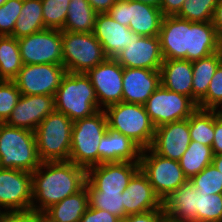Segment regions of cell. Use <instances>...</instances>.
<instances>
[{
	"mask_svg": "<svg viewBox=\"0 0 222 222\" xmlns=\"http://www.w3.org/2000/svg\"><path fill=\"white\" fill-rule=\"evenodd\" d=\"M123 196L124 217L156 209H164L163 202L156 195L147 176L139 170L130 180Z\"/></svg>",
	"mask_w": 222,
	"mask_h": 222,
	"instance_id": "cell-20",
	"label": "cell"
},
{
	"mask_svg": "<svg viewBox=\"0 0 222 222\" xmlns=\"http://www.w3.org/2000/svg\"><path fill=\"white\" fill-rule=\"evenodd\" d=\"M7 0H0V6H2Z\"/></svg>",
	"mask_w": 222,
	"mask_h": 222,
	"instance_id": "cell-53",
	"label": "cell"
},
{
	"mask_svg": "<svg viewBox=\"0 0 222 222\" xmlns=\"http://www.w3.org/2000/svg\"><path fill=\"white\" fill-rule=\"evenodd\" d=\"M86 74L91 80L98 105L102 110L123 102V66L114 58H107Z\"/></svg>",
	"mask_w": 222,
	"mask_h": 222,
	"instance_id": "cell-15",
	"label": "cell"
},
{
	"mask_svg": "<svg viewBox=\"0 0 222 222\" xmlns=\"http://www.w3.org/2000/svg\"><path fill=\"white\" fill-rule=\"evenodd\" d=\"M212 147L191 141L186 152L179 159L185 177L190 180L212 163Z\"/></svg>",
	"mask_w": 222,
	"mask_h": 222,
	"instance_id": "cell-30",
	"label": "cell"
},
{
	"mask_svg": "<svg viewBox=\"0 0 222 222\" xmlns=\"http://www.w3.org/2000/svg\"><path fill=\"white\" fill-rule=\"evenodd\" d=\"M131 1H136V2H141L147 5H151L154 7H158L160 6L161 0H131Z\"/></svg>",
	"mask_w": 222,
	"mask_h": 222,
	"instance_id": "cell-49",
	"label": "cell"
},
{
	"mask_svg": "<svg viewBox=\"0 0 222 222\" xmlns=\"http://www.w3.org/2000/svg\"><path fill=\"white\" fill-rule=\"evenodd\" d=\"M73 124L65 114L54 111L37 126L34 134L41 162L69 161Z\"/></svg>",
	"mask_w": 222,
	"mask_h": 222,
	"instance_id": "cell-5",
	"label": "cell"
},
{
	"mask_svg": "<svg viewBox=\"0 0 222 222\" xmlns=\"http://www.w3.org/2000/svg\"><path fill=\"white\" fill-rule=\"evenodd\" d=\"M212 164L222 175V154L215 155L213 157Z\"/></svg>",
	"mask_w": 222,
	"mask_h": 222,
	"instance_id": "cell-48",
	"label": "cell"
},
{
	"mask_svg": "<svg viewBox=\"0 0 222 222\" xmlns=\"http://www.w3.org/2000/svg\"><path fill=\"white\" fill-rule=\"evenodd\" d=\"M214 139L212 142V151L214 156L222 154V119L214 111Z\"/></svg>",
	"mask_w": 222,
	"mask_h": 222,
	"instance_id": "cell-44",
	"label": "cell"
},
{
	"mask_svg": "<svg viewBox=\"0 0 222 222\" xmlns=\"http://www.w3.org/2000/svg\"><path fill=\"white\" fill-rule=\"evenodd\" d=\"M47 29L44 26L41 0H23L20 16L13 29V37L21 38Z\"/></svg>",
	"mask_w": 222,
	"mask_h": 222,
	"instance_id": "cell-29",
	"label": "cell"
},
{
	"mask_svg": "<svg viewBox=\"0 0 222 222\" xmlns=\"http://www.w3.org/2000/svg\"><path fill=\"white\" fill-rule=\"evenodd\" d=\"M44 26L49 29L64 27L70 0H41Z\"/></svg>",
	"mask_w": 222,
	"mask_h": 222,
	"instance_id": "cell-37",
	"label": "cell"
},
{
	"mask_svg": "<svg viewBox=\"0 0 222 222\" xmlns=\"http://www.w3.org/2000/svg\"><path fill=\"white\" fill-rule=\"evenodd\" d=\"M222 63V49L212 55L192 61V100L197 104L206 95L216 69Z\"/></svg>",
	"mask_w": 222,
	"mask_h": 222,
	"instance_id": "cell-27",
	"label": "cell"
},
{
	"mask_svg": "<svg viewBox=\"0 0 222 222\" xmlns=\"http://www.w3.org/2000/svg\"><path fill=\"white\" fill-rule=\"evenodd\" d=\"M144 106L155 127L187 119L198 108L190 97L172 92L162 84Z\"/></svg>",
	"mask_w": 222,
	"mask_h": 222,
	"instance_id": "cell-11",
	"label": "cell"
},
{
	"mask_svg": "<svg viewBox=\"0 0 222 222\" xmlns=\"http://www.w3.org/2000/svg\"><path fill=\"white\" fill-rule=\"evenodd\" d=\"M219 0H185L180 11L175 15L191 22L213 21Z\"/></svg>",
	"mask_w": 222,
	"mask_h": 222,
	"instance_id": "cell-34",
	"label": "cell"
},
{
	"mask_svg": "<svg viewBox=\"0 0 222 222\" xmlns=\"http://www.w3.org/2000/svg\"><path fill=\"white\" fill-rule=\"evenodd\" d=\"M191 141L212 146L214 139V110L197 108L189 117Z\"/></svg>",
	"mask_w": 222,
	"mask_h": 222,
	"instance_id": "cell-32",
	"label": "cell"
},
{
	"mask_svg": "<svg viewBox=\"0 0 222 222\" xmlns=\"http://www.w3.org/2000/svg\"><path fill=\"white\" fill-rule=\"evenodd\" d=\"M159 222H181V221L172 220V219H170V218H168L167 216L164 215Z\"/></svg>",
	"mask_w": 222,
	"mask_h": 222,
	"instance_id": "cell-51",
	"label": "cell"
},
{
	"mask_svg": "<svg viewBox=\"0 0 222 222\" xmlns=\"http://www.w3.org/2000/svg\"><path fill=\"white\" fill-rule=\"evenodd\" d=\"M123 102L144 105L161 85L160 70L123 67Z\"/></svg>",
	"mask_w": 222,
	"mask_h": 222,
	"instance_id": "cell-21",
	"label": "cell"
},
{
	"mask_svg": "<svg viewBox=\"0 0 222 222\" xmlns=\"http://www.w3.org/2000/svg\"><path fill=\"white\" fill-rule=\"evenodd\" d=\"M164 214L181 222H197L198 192L187 180L163 201Z\"/></svg>",
	"mask_w": 222,
	"mask_h": 222,
	"instance_id": "cell-24",
	"label": "cell"
},
{
	"mask_svg": "<svg viewBox=\"0 0 222 222\" xmlns=\"http://www.w3.org/2000/svg\"><path fill=\"white\" fill-rule=\"evenodd\" d=\"M197 222H222V194L198 192Z\"/></svg>",
	"mask_w": 222,
	"mask_h": 222,
	"instance_id": "cell-35",
	"label": "cell"
},
{
	"mask_svg": "<svg viewBox=\"0 0 222 222\" xmlns=\"http://www.w3.org/2000/svg\"><path fill=\"white\" fill-rule=\"evenodd\" d=\"M222 103V63L213 75L206 95L198 102V108L214 110Z\"/></svg>",
	"mask_w": 222,
	"mask_h": 222,
	"instance_id": "cell-40",
	"label": "cell"
},
{
	"mask_svg": "<svg viewBox=\"0 0 222 222\" xmlns=\"http://www.w3.org/2000/svg\"><path fill=\"white\" fill-rule=\"evenodd\" d=\"M212 22L219 38L222 40V0H219L218 5L216 6Z\"/></svg>",
	"mask_w": 222,
	"mask_h": 222,
	"instance_id": "cell-47",
	"label": "cell"
},
{
	"mask_svg": "<svg viewBox=\"0 0 222 222\" xmlns=\"http://www.w3.org/2000/svg\"><path fill=\"white\" fill-rule=\"evenodd\" d=\"M22 6L23 0H7L0 6V36L13 37V29Z\"/></svg>",
	"mask_w": 222,
	"mask_h": 222,
	"instance_id": "cell-39",
	"label": "cell"
},
{
	"mask_svg": "<svg viewBox=\"0 0 222 222\" xmlns=\"http://www.w3.org/2000/svg\"><path fill=\"white\" fill-rule=\"evenodd\" d=\"M139 170L140 163H103L88 168L86 178L98 191L123 192Z\"/></svg>",
	"mask_w": 222,
	"mask_h": 222,
	"instance_id": "cell-18",
	"label": "cell"
},
{
	"mask_svg": "<svg viewBox=\"0 0 222 222\" xmlns=\"http://www.w3.org/2000/svg\"><path fill=\"white\" fill-rule=\"evenodd\" d=\"M62 56V65L73 73H87L108 58L93 33L68 31H62Z\"/></svg>",
	"mask_w": 222,
	"mask_h": 222,
	"instance_id": "cell-8",
	"label": "cell"
},
{
	"mask_svg": "<svg viewBox=\"0 0 222 222\" xmlns=\"http://www.w3.org/2000/svg\"><path fill=\"white\" fill-rule=\"evenodd\" d=\"M164 209H156L141 214L127 215L126 222H159L164 216Z\"/></svg>",
	"mask_w": 222,
	"mask_h": 222,
	"instance_id": "cell-43",
	"label": "cell"
},
{
	"mask_svg": "<svg viewBox=\"0 0 222 222\" xmlns=\"http://www.w3.org/2000/svg\"><path fill=\"white\" fill-rule=\"evenodd\" d=\"M190 182L200 194H222V175L212 163L193 176Z\"/></svg>",
	"mask_w": 222,
	"mask_h": 222,
	"instance_id": "cell-36",
	"label": "cell"
},
{
	"mask_svg": "<svg viewBox=\"0 0 222 222\" xmlns=\"http://www.w3.org/2000/svg\"><path fill=\"white\" fill-rule=\"evenodd\" d=\"M114 59L124 68L160 70L164 58L159 36L146 37L134 33L129 45Z\"/></svg>",
	"mask_w": 222,
	"mask_h": 222,
	"instance_id": "cell-16",
	"label": "cell"
},
{
	"mask_svg": "<svg viewBox=\"0 0 222 222\" xmlns=\"http://www.w3.org/2000/svg\"><path fill=\"white\" fill-rule=\"evenodd\" d=\"M22 67L18 39L0 36V80H13Z\"/></svg>",
	"mask_w": 222,
	"mask_h": 222,
	"instance_id": "cell-31",
	"label": "cell"
},
{
	"mask_svg": "<svg viewBox=\"0 0 222 222\" xmlns=\"http://www.w3.org/2000/svg\"><path fill=\"white\" fill-rule=\"evenodd\" d=\"M191 143L189 118L156 127L150 148L160 156L177 160Z\"/></svg>",
	"mask_w": 222,
	"mask_h": 222,
	"instance_id": "cell-19",
	"label": "cell"
},
{
	"mask_svg": "<svg viewBox=\"0 0 222 222\" xmlns=\"http://www.w3.org/2000/svg\"><path fill=\"white\" fill-rule=\"evenodd\" d=\"M40 164L34 132L0 123V168L33 173Z\"/></svg>",
	"mask_w": 222,
	"mask_h": 222,
	"instance_id": "cell-4",
	"label": "cell"
},
{
	"mask_svg": "<svg viewBox=\"0 0 222 222\" xmlns=\"http://www.w3.org/2000/svg\"><path fill=\"white\" fill-rule=\"evenodd\" d=\"M107 126L104 110H99L93 116L74 121L69 161L86 170L98 165V148L100 140L107 131Z\"/></svg>",
	"mask_w": 222,
	"mask_h": 222,
	"instance_id": "cell-7",
	"label": "cell"
},
{
	"mask_svg": "<svg viewBox=\"0 0 222 222\" xmlns=\"http://www.w3.org/2000/svg\"><path fill=\"white\" fill-rule=\"evenodd\" d=\"M23 64L62 65V30L44 29L18 38Z\"/></svg>",
	"mask_w": 222,
	"mask_h": 222,
	"instance_id": "cell-12",
	"label": "cell"
},
{
	"mask_svg": "<svg viewBox=\"0 0 222 222\" xmlns=\"http://www.w3.org/2000/svg\"><path fill=\"white\" fill-rule=\"evenodd\" d=\"M62 31L93 33L97 12L87 0H70Z\"/></svg>",
	"mask_w": 222,
	"mask_h": 222,
	"instance_id": "cell-28",
	"label": "cell"
},
{
	"mask_svg": "<svg viewBox=\"0 0 222 222\" xmlns=\"http://www.w3.org/2000/svg\"><path fill=\"white\" fill-rule=\"evenodd\" d=\"M42 214L33 209L0 212V222H36Z\"/></svg>",
	"mask_w": 222,
	"mask_h": 222,
	"instance_id": "cell-41",
	"label": "cell"
},
{
	"mask_svg": "<svg viewBox=\"0 0 222 222\" xmlns=\"http://www.w3.org/2000/svg\"><path fill=\"white\" fill-rule=\"evenodd\" d=\"M214 111L216 112V115H217L220 119H222V103H221L219 106H217V107L214 109Z\"/></svg>",
	"mask_w": 222,
	"mask_h": 222,
	"instance_id": "cell-50",
	"label": "cell"
},
{
	"mask_svg": "<svg viewBox=\"0 0 222 222\" xmlns=\"http://www.w3.org/2000/svg\"><path fill=\"white\" fill-rule=\"evenodd\" d=\"M158 36L164 59L195 61L222 49V40L212 21L191 22L164 16Z\"/></svg>",
	"mask_w": 222,
	"mask_h": 222,
	"instance_id": "cell-1",
	"label": "cell"
},
{
	"mask_svg": "<svg viewBox=\"0 0 222 222\" xmlns=\"http://www.w3.org/2000/svg\"><path fill=\"white\" fill-rule=\"evenodd\" d=\"M140 170L162 202L188 180L177 160L160 156L151 148L141 151Z\"/></svg>",
	"mask_w": 222,
	"mask_h": 222,
	"instance_id": "cell-9",
	"label": "cell"
},
{
	"mask_svg": "<svg viewBox=\"0 0 222 222\" xmlns=\"http://www.w3.org/2000/svg\"><path fill=\"white\" fill-rule=\"evenodd\" d=\"M121 219L108 211L88 206L79 222H119Z\"/></svg>",
	"mask_w": 222,
	"mask_h": 222,
	"instance_id": "cell-42",
	"label": "cell"
},
{
	"mask_svg": "<svg viewBox=\"0 0 222 222\" xmlns=\"http://www.w3.org/2000/svg\"><path fill=\"white\" fill-rule=\"evenodd\" d=\"M185 0H161L160 10L164 16H175Z\"/></svg>",
	"mask_w": 222,
	"mask_h": 222,
	"instance_id": "cell-45",
	"label": "cell"
},
{
	"mask_svg": "<svg viewBox=\"0 0 222 222\" xmlns=\"http://www.w3.org/2000/svg\"><path fill=\"white\" fill-rule=\"evenodd\" d=\"M36 222H49L44 216H40L37 220H36Z\"/></svg>",
	"mask_w": 222,
	"mask_h": 222,
	"instance_id": "cell-52",
	"label": "cell"
},
{
	"mask_svg": "<svg viewBox=\"0 0 222 222\" xmlns=\"http://www.w3.org/2000/svg\"><path fill=\"white\" fill-rule=\"evenodd\" d=\"M67 70L57 64H23L13 79L21 95H54Z\"/></svg>",
	"mask_w": 222,
	"mask_h": 222,
	"instance_id": "cell-13",
	"label": "cell"
},
{
	"mask_svg": "<svg viewBox=\"0 0 222 222\" xmlns=\"http://www.w3.org/2000/svg\"><path fill=\"white\" fill-rule=\"evenodd\" d=\"M88 192L89 207L105 210L124 219V206L122 192L98 191L87 179L85 181Z\"/></svg>",
	"mask_w": 222,
	"mask_h": 222,
	"instance_id": "cell-33",
	"label": "cell"
},
{
	"mask_svg": "<svg viewBox=\"0 0 222 222\" xmlns=\"http://www.w3.org/2000/svg\"><path fill=\"white\" fill-rule=\"evenodd\" d=\"M56 111L54 95H21L5 124L35 131L37 126Z\"/></svg>",
	"mask_w": 222,
	"mask_h": 222,
	"instance_id": "cell-17",
	"label": "cell"
},
{
	"mask_svg": "<svg viewBox=\"0 0 222 222\" xmlns=\"http://www.w3.org/2000/svg\"><path fill=\"white\" fill-rule=\"evenodd\" d=\"M89 206L87 186L42 213L49 222H79Z\"/></svg>",
	"mask_w": 222,
	"mask_h": 222,
	"instance_id": "cell-26",
	"label": "cell"
},
{
	"mask_svg": "<svg viewBox=\"0 0 222 222\" xmlns=\"http://www.w3.org/2000/svg\"><path fill=\"white\" fill-rule=\"evenodd\" d=\"M139 36H158L164 18L160 8L131 0H118L107 12Z\"/></svg>",
	"mask_w": 222,
	"mask_h": 222,
	"instance_id": "cell-10",
	"label": "cell"
},
{
	"mask_svg": "<svg viewBox=\"0 0 222 222\" xmlns=\"http://www.w3.org/2000/svg\"><path fill=\"white\" fill-rule=\"evenodd\" d=\"M55 103L56 111L65 114L73 122L102 110L86 73L67 72L55 94Z\"/></svg>",
	"mask_w": 222,
	"mask_h": 222,
	"instance_id": "cell-3",
	"label": "cell"
},
{
	"mask_svg": "<svg viewBox=\"0 0 222 222\" xmlns=\"http://www.w3.org/2000/svg\"><path fill=\"white\" fill-rule=\"evenodd\" d=\"M97 13H107L118 0H87Z\"/></svg>",
	"mask_w": 222,
	"mask_h": 222,
	"instance_id": "cell-46",
	"label": "cell"
},
{
	"mask_svg": "<svg viewBox=\"0 0 222 222\" xmlns=\"http://www.w3.org/2000/svg\"><path fill=\"white\" fill-rule=\"evenodd\" d=\"M32 206V175L19 169L0 168V212L25 211Z\"/></svg>",
	"mask_w": 222,
	"mask_h": 222,
	"instance_id": "cell-14",
	"label": "cell"
},
{
	"mask_svg": "<svg viewBox=\"0 0 222 222\" xmlns=\"http://www.w3.org/2000/svg\"><path fill=\"white\" fill-rule=\"evenodd\" d=\"M32 175L31 209L42 214L85 186L86 169L70 161L41 162Z\"/></svg>",
	"mask_w": 222,
	"mask_h": 222,
	"instance_id": "cell-2",
	"label": "cell"
},
{
	"mask_svg": "<svg viewBox=\"0 0 222 222\" xmlns=\"http://www.w3.org/2000/svg\"><path fill=\"white\" fill-rule=\"evenodd\" d=\"M93 34L108 58L116 55L131 42L134 32L115 21L108 13H97Z\"/></svg>",
	"mask_w": 222,
	"mask_h": 222,
	"instance_id": "cell-22",
	"label": "cell"
},
{
	"mask_svg": "<svg viewBox=\"0 0 222 222\" xmlns=\"http://www.w3.org/2000/svg\"><path fill=\"white\" fill-rule=\"evenodd\" d=\"M161 84L168 90L192 99V61L164 59L160 68Z\"/></svg>",
	"mask_w": 222,
	"mask_h": 222,
	"instance_id": "cell-25",
	"label": "cell"
},
{
	"mask_svg": "<svg viewBox=\"0 0 222 222\" xmlns=\"http://www.w3.org/2000/svg\"><path fill=\"white\" fill-rule=\"evenodd\" d=\"M110 128L130 138L142 150L150 148L156 127L142 104L120 102L104 109Z\"/></svg>",
	"mask_w": 222,
	"mask_h": 222,
	"instance_id": "cell-6",
	"label": "cell"
},
{
	"mask_svg": "<svg viewBox=\"0 0 222 222\" xmlns=\"http://www.w3.org/2000/svg\"><path fill=\"white\" fill-rule=\"evenodd\" d=\"M141 151L130 138L107 126L98 148V164L121 161L140 163Z\"/></svg>",
	"mask_w": 222,
	"mask_h": 222,
	"instance_id": "cell-23",
	"label": "cell"
},
{
	"mask_svg": "<svg viewBox=\"0 0 222 222\" xmlns=\"http://www.w3.org/2000/svg\"><path fill=\"white\" fill-rule=\"evenodd\" d=\"M21 92L13 80H0V123H5L17 105Z\"/></svg>",
	"mask_w": 222,
	"mask_h": 222,
	"instance_id": "cell-38",
	"label": "cell"
}]
</instances>
